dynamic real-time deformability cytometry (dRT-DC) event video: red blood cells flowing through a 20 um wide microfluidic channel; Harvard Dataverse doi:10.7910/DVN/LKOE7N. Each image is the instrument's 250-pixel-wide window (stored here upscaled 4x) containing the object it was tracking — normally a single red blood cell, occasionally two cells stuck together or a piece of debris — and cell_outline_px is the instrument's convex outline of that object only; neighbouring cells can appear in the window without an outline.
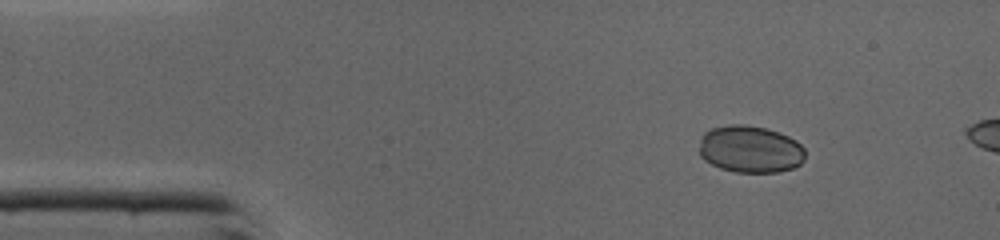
{"species": "common noctule bat (a hibernating species)", "species_latin": "Nyctalus noctula", "temperature_condition": "cold", "stored_images_in_passage": 7, "camera_frame_rate_fps": 3000, "um_per_image_px": 0.085, "animal": {"sex": "male", "body_mass_g": 19.0, "forearm_length_mm": 50.8}, "frame": {"image": 1, "passage_image": 2, "time_ms": 0.333, "image_size_px": [1000, 240], "cell_outline_px": [[804, 160], [800, 164], [792, 168], [776, 172], [736, 172], [720, 168], [704, 160], [700, 156], [700, 140], [704, 132], [712, 128], [728, 124], [744, 124], [764, 128], [788, 136], [796, 140], [804, 148]], "centroid_in_image_um": [63.75, 12.68], "position_along_channel_um": 21.3, "area_um2": 29.07}}